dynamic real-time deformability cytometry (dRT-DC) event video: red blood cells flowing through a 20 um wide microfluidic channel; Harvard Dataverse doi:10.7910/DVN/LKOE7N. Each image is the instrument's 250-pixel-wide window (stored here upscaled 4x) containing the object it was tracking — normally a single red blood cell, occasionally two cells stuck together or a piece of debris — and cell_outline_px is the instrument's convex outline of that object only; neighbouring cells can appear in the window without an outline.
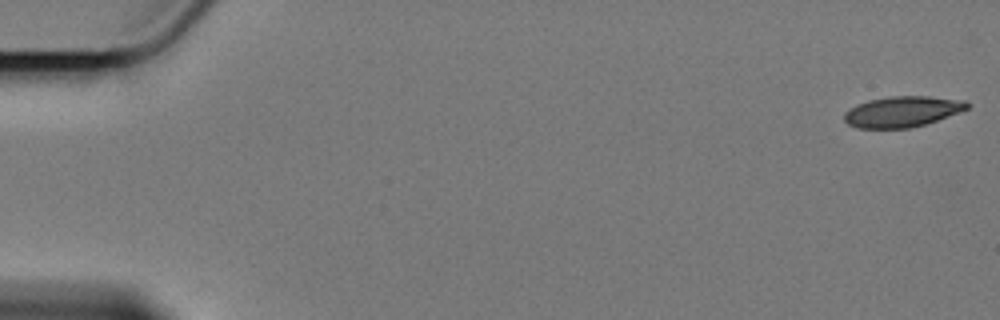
{"species": "Egyptian fruit bat (a non-hibernating species)", "species_latin": "Rousettus aegyptiacus", "temperature_condition": "cold", "stored_images_in_passage": 59, "camera_frame_rate_fps": 3000, "um_per_image_px": 0.085, "animal": {"sex": "female"}, "frame": {"image": 1, "passage_image": 1, "time_ms": 0.0, "image_size_px": [1000, 320], "cell_outline_px": [[972, 104], [968, 108], [936, 120], [924, 124], [908, 128], [856, 128], [848, 124], [844, 120], [844, 112], [868, 100], [892, 96], [928, 96], [964, 100]], "centroid_in_image_um": [76.69, 9.48], "position_along_channel_um": 8.3, "area_um2": 21.73}}
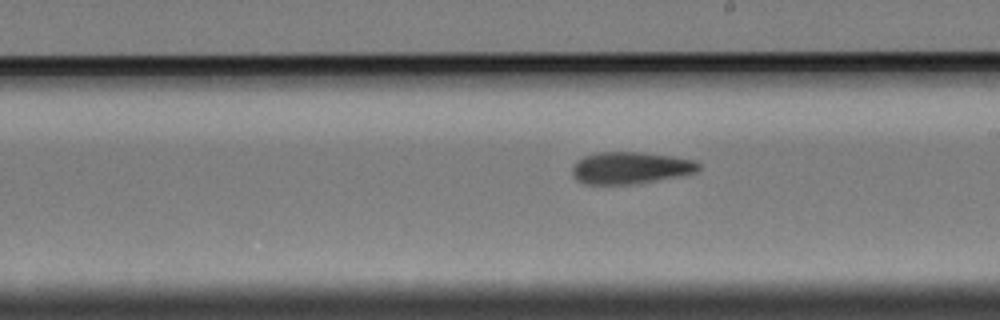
{"frame": {"image": 2, "passage_image": 34, "time_ms": 11.0, "image_size_px": [1000, 320], "cell_outline_px": [[700, 168], [696, 172], [680, 176], [640, 184], [584, 184], [576, 180], [572, 176], [572, 164], [576, 160], [584, 156], [596, 152], [640, 152], [672, 156], [696, 160], [700, 164]], "centroid_in_image_um": [53.57, 14.27], "position_along_channel_um": 235.4, "area_um2": 23.99}}
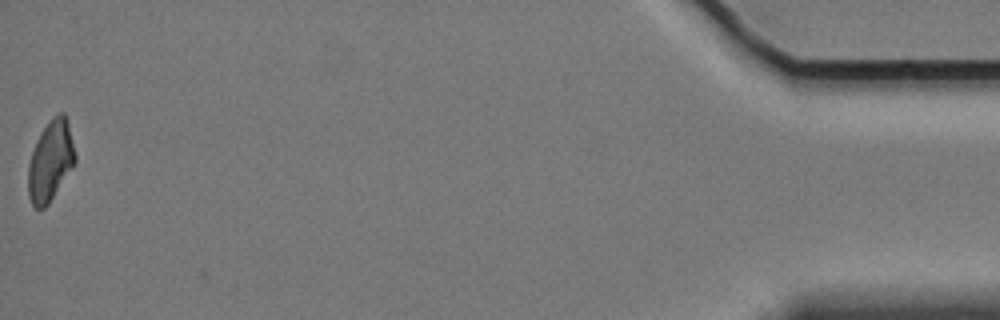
{"frame": {"image": 3, "passage_image": 59, "time_ms": 19.333, "image_size_px": [1000, 320], "cell_outline_px": [[76, 160], [72, 168], [48, 204], [44, 208], [36, 208], [32, 204], [28, 196], [28, 164], [32, 152], [40, 132], [48, 120], [52, 116], [60, 112], [64, 112], [68, 120], [76, 156]], "centroid_in_image_um": [4.29, 13.64], "position_along_channel_um": 430.9, "area_um2": 22.08}, "authors_computed_cell_mechanics": {"area_um2": 23.2934, "velocity_mm_per_s": 3.4116, "shape_relaxation_time_tau1_ms": null, "shape_relaxation_time_tau2_ms": 8.0806, "deformation_change_tau1": null, "deformation_change_tau2": 0.1559}}